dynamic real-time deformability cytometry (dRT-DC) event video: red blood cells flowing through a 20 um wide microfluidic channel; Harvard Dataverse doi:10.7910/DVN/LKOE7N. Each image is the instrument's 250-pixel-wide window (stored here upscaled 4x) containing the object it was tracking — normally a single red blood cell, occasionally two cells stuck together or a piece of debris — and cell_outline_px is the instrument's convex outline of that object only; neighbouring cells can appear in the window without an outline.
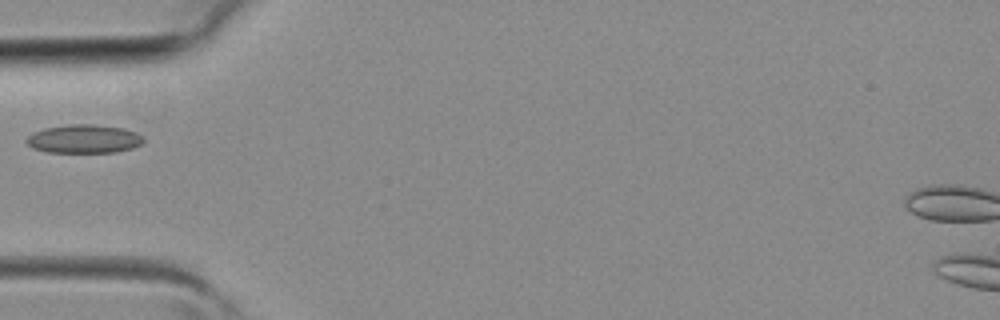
{"species": "common noctule bat (a hibernating species)", "species_latin": "Nyctalus noctula", "temperature_condition": "room temperature", "stored_images_in_passage": 1, "camera_frame_rate_fps": 3000, "um_per_image_px": 0.085, "animal": {"sex": "female", "body_mass_g": 19.3, "forearm_length_mm": 54.1}, "frame": {"image": 1, "passage_image": 1, "time_ms": 0.0, "image_size_px": [1000, 320], "cell_outline_px": [[144, 140], [140, 144], [132, 148], [112, 152], [48, 152], [32, 148], [24, 140], [32, 132], [44, 128], [68, 124], [92, 124], [124, 128], [136, 132], [144, 136]], "centroid_in_image_um": [7.11, 11.79], "position_along_channel_um": 77.9, "area_um2": 19.54}}